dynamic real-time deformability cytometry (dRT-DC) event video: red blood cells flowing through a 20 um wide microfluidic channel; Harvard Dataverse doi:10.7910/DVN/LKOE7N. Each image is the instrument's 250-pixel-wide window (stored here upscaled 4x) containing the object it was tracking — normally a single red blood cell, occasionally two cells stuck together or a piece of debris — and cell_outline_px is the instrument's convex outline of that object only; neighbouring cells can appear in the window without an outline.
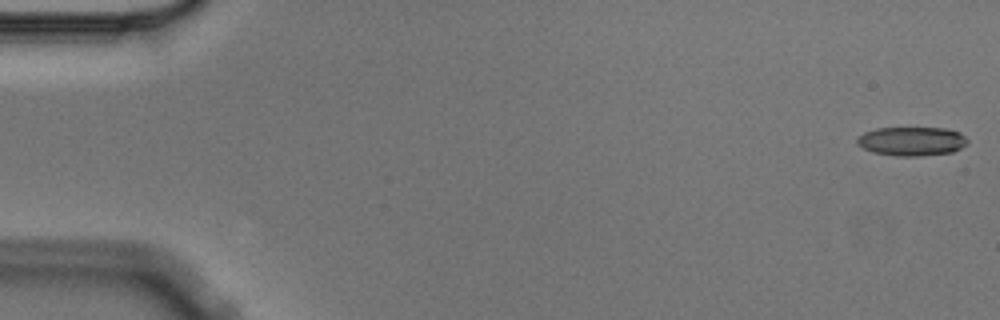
{"species": "Egyptian fruit bat (a non-hibernating species)", "species_latin": "Rousettus aegyptiacus", "temperature_condition": "cold", "stored_images_in_passage": 5, "camera_frame_rate_fps": 3000, "um_per_image_px": 0.085, "animal": {"sex": "male"}, "frame": {"image": 1, "passage_image": 1, "time_ms": 0.0, "image_size_px": [1000, 320], "cell_outline_px": [[968, 144], [952, 152], [920, 156], [896, 156], [872, 152], [856, 144], [856, 136], [864, 132], [876, 128], [944, 128], [960, 132], [968, 140]], "centroid_in_image_um": [77.47, 12.0], "position_along_channel_um": 7.5, "area_um2": 18.79}}
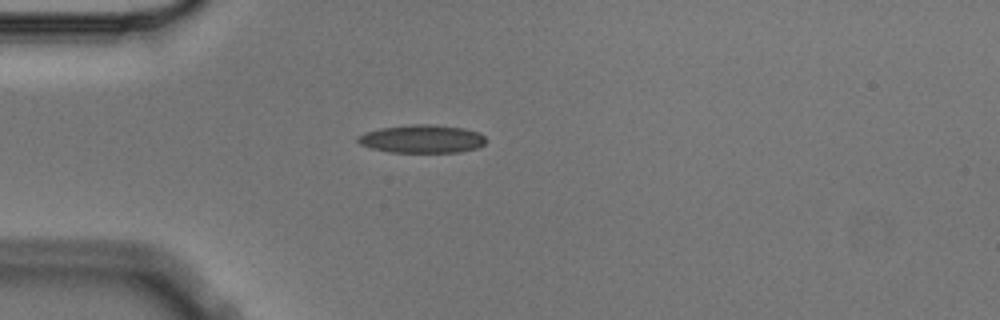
{"frame": {"image": 2, "passage_image": 5, "time_ms": 1.333, "image_size_px": [1000, 320], "cell_outline_px": [[488, 140], [484, 144], [476, 148], [460, 152], [388, 152], [372, 148], [360, 144], [356, 140], [356, 136], [364, 132], [380, 128], [412, 124], [432, 124], [464, 128], [480, 132]], "centroid_in_image_um": [35.87, 11.8], "position_along_channel_um": 49.1, "area_um2": 21.21}}